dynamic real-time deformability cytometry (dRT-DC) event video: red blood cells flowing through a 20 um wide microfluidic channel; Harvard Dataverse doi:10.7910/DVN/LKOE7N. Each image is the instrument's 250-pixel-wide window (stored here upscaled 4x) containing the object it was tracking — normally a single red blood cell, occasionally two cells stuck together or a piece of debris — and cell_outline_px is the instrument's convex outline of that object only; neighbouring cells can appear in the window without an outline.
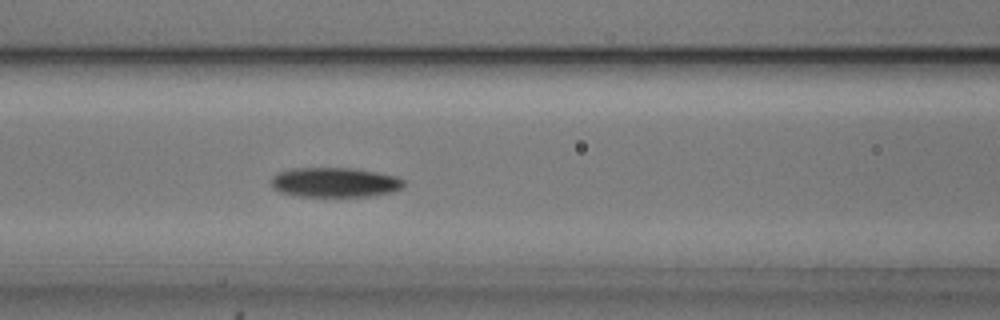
{"species": "common noctule bat (a hibernating species)", "species_latin": "Nyctalus noctula", "temperature_condition": "cold", "stored_images_in_passage": 11, "camera_frame_rate_fps": 3000, "um_per_image_px": 0.085, "animal": {"sex": "male", "body_mass_g": 20.5, "forearm_length_mm": 52.5}, "frame": {"image": 1, "passage_image": 7, "time_ms": 2.0, "image_size_px": [1000, 320], "cell_outline_px": [[404, 188], [392, 192], [368, 196], [300, 196], [280, 192], [272, 188], [272, 176], [276, 172], [292, 168], [352, 168], [376, 172], [396, 176], [404, 180]], "centroid_in_image_um": [28.45, 15.49], "position_along_channel_um": 138.1, "area_um2": 23.0}}
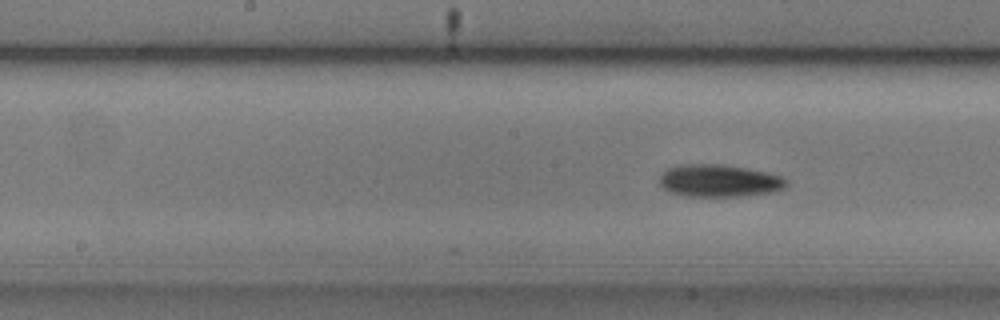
{"frame": {"image": 2, "passage_image": 11, "time_ms": 3.333, "image_size_px": [1000, 320], "cell_outline_px": [[788, 184], [784, 188], [768, 192], [740, 196], [688, 196], [668, 192], [660, 184], [660, 176], [668, 168], [680, 164], [724, 164], [748, 168], [768, 172], [784, 176], [788, 180]], "centroid_in_image_um": [61.15, 15.35], "position_along_channel_um": 187.1, "area_um2": 24.04}}